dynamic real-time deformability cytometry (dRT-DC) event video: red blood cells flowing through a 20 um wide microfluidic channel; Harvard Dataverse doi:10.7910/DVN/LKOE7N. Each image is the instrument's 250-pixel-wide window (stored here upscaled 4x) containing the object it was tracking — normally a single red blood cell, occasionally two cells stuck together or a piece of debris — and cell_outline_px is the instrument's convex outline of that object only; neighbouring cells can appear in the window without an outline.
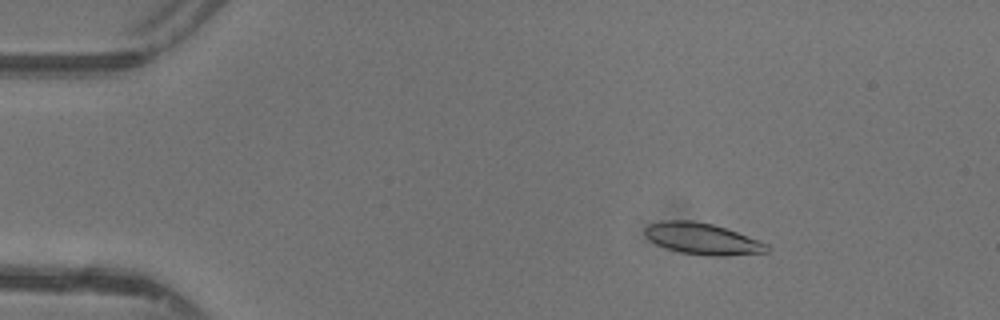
{"species": "common noctule bat (a hibernating species)", "species_latin": "Nyctalus noctula", "temperature_condition": "warm", "stored_images_in_passage": 47, "camera_frame_rate_fps": 3000, "um_per_image_px": 0.085, "animal": {"sex": "female"}, "frame": {"image": 1, "passage_image": 7, "time_ms": 2.0, "image_size_px": [1000, 320], "cell_outline_px": [[772, 248], [768, 252], [728, 256], [708, 256], [680, 252], [656, 244], [644, 232], [644, 228], [648, 224], [660, 220], [692, 220], [712, 224], [736, 232], [768, 244]], "centroid_in_image_um": [59.72, 20.3], "position_along_channel_um": 25.3, "area_um2": 22.25}}
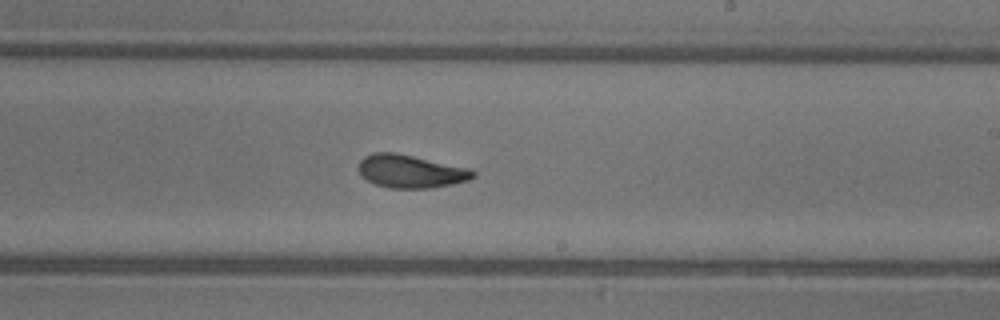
{"frame": {"image": 2, "passage_image": 28, "time_ms": 9.0, "image_size_px": [1000, 320], "cell_outline_px": [[476, 176], [468, 180], [452, 184], [428, 188], [388, 188], [376, 184], [360, 176], [360, 160], [364, 156], [372, 152], [392, 152], [412, 156], [468, 168], [476, 172]], "centroid_in_image_um": [34.89, 14.57], "position_along_channel_um": 254.1, "area_um2": 21.79}}
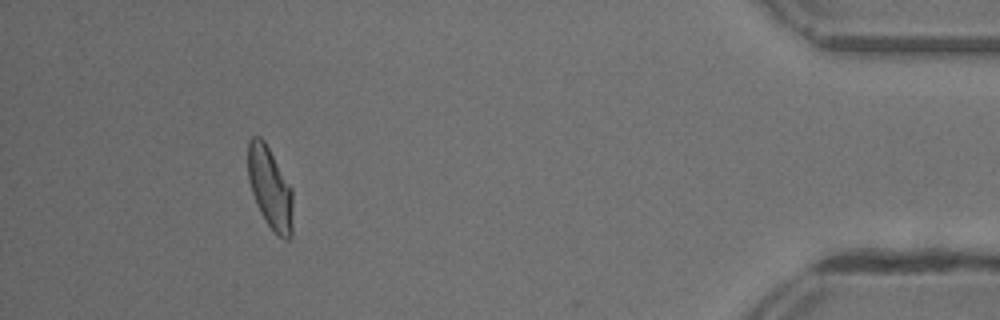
{"frame": {"image": 3, "passage_image": 43, "time_ms": 14.0, "image_size_px": [1000, 320], "cell_outline_px": [[292, 236], [288, 240], [284, 240], [276, 236], [260, 212], [252, 192], [248, 180], [248, 140], [252, 136], [260, 136], [264, 140], [292, 188]], "centroid_in_image_um": [22.96, 16.0], "position_along_channel_um": 412.2, "area_um2": 21.5}, "authors_computed_cell_mechanics": {"area_um2": 21.8484, "velocity_mm_per_s": 4.3982, "shape_relaxation_time_tau1_ms": 4.1616, "shape_relaxation_time_tau2_ms": 2.0128, "deformation_change_tau1": 0.1617, "deformation_change_tau2": 0.0911}}